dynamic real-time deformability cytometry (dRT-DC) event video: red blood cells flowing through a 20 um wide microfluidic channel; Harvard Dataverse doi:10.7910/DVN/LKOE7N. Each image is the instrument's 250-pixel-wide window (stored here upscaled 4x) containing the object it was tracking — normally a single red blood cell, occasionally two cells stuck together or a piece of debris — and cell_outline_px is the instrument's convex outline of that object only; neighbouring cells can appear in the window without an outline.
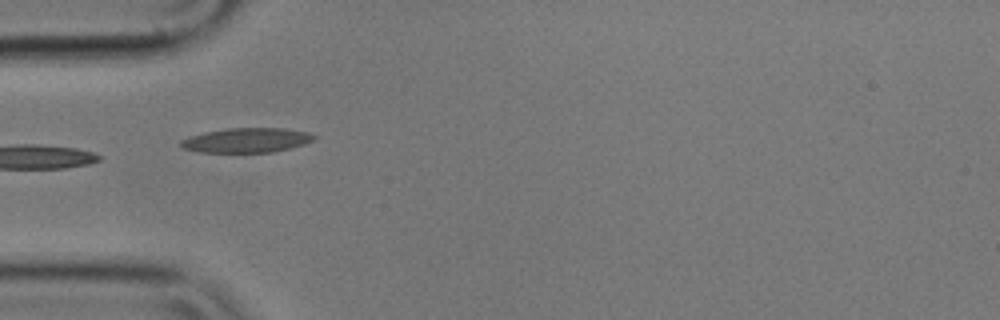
{"species": "common noctule bat (a hibernating species)", "species_latin": "Nyctalus noctula", "temperature_condition": "cold", "stored_images_in_passage": 15, "camera_frame_rate_fps": 3000, "um_per_image_px": 0.085, "animal": {"sex": "male", "body_mass_g": 17.9}, "frame": {"image": 1, "passage_image": 5, "time_ms": 1.333, "image_size_px": [1000, 320], "cell_outline_px": [[316, 136], [312, 140], [304, 144], [272, 152], [200, 152], [184, 148], [180, 144], [180, 140], [188, 136], [204, 132], [228, 128], [284, 128], [308, 132]], "centroid_in_image_um": [20.93, 11.91], "position_along_channel_um": 64.1, "area_um2": 18.96}}
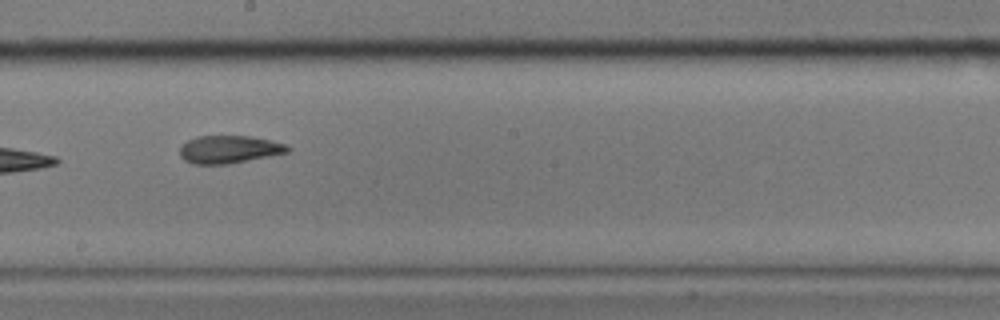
{"frame": {"image": 2, "passage_image": 9, "time_ms": 2.667, "image_size_px": [1000, 320], "cell_outline_px": [[292, 148], [288, 152], [228, 164], [192, 164], [184, 160], [180, 156], [180, 144], [196, 136], [248, 136], [272, 140], [288, 144]], "centroid_in_image_um": [19.46, 12.69], "position_along_channel_um": 228.7, "area_um2": 17.57}}
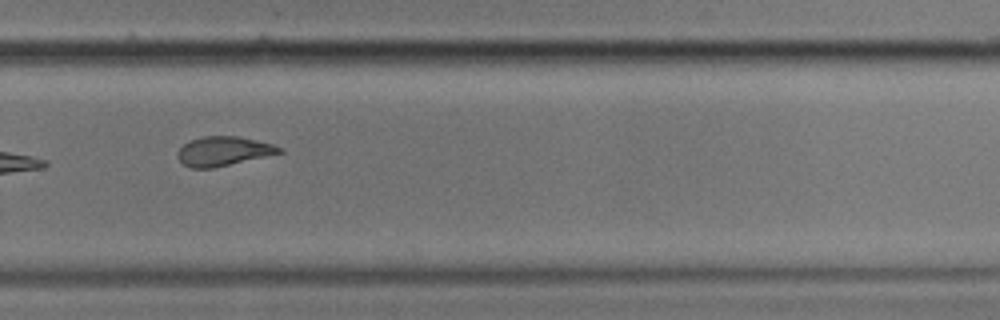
{"frame": {"image": 3, "passage_image": 11, "time_ms": 3.333, "image_size_px": [1000, 320], "cell_outline_px": [[284, 152], [212, 168], [188, 168], [176, 156], [176, 152], [188, 140], [204, 136], [236, 136], [256, 140], [272, 144], [284, 148]], "centroid_in_image_um": [18.96, 12.84], "position_along_channel_um": 310.8, "area_um2": 17.34}}